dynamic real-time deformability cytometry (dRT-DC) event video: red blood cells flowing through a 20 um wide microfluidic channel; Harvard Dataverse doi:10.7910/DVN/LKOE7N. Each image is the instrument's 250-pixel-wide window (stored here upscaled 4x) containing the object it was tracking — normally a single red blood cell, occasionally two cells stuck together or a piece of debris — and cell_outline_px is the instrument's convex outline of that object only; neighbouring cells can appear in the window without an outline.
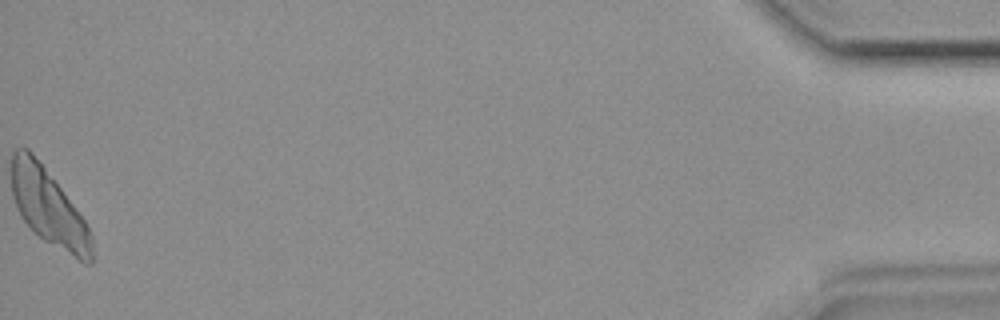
{"species": "common noctule bat (a hibernating species)", "species_latin": "Nyctalus noctula", "temperature_condition": "room temperature", "stored_images_in_passage": 38, "camera_frame_rate_fps": 3000, "um_per_image_px": 0.085, "animal": {"sex": "female", "body_mass_g": 19.9}, "frame": {"image": 1, "passage_image": 38, "time_ms": 12.333, "image_size_px": [1000, 320], "cell_outline_px": [[92, 264], [84, 264], [44, 240], [20, 216], [16, 208], [12, 196], [12, 152], [16, 148], [28, 148], [60, 188], [84, 220], [92, 236]], "centroid_in_image_um": [4.12, 17.66], "position_along_channel_um": 431.1, "area_um2": 35.03}}